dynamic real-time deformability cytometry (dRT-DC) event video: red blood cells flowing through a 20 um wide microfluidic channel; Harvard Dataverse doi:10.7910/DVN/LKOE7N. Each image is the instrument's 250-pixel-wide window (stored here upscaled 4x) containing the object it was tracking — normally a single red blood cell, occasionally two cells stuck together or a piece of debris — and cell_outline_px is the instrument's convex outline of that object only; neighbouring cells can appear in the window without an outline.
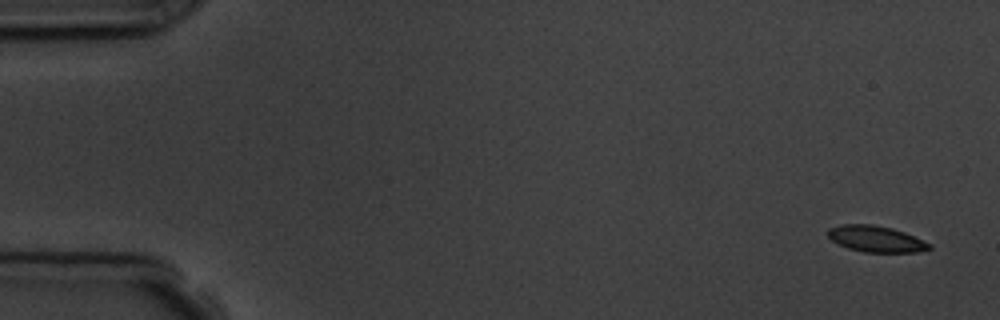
{"species": "common noctule bat (a hibernating species)", "species_latin": "Nyctalus noctula", "temperature_condition": "room temperature", "stored_images_in_passage": 5, "camera_frame_rate_fps": 3000, "um_per_image_px": 0.085, "animal": {"sex": "male", "body_mass_g": 19.5, "forearm_length_mm": 54.6}, "frame": {"image": 1, "passage_image": 1, "time_ms": 0.0, "image_size_px": [1000, 320], "cell_outline_px": [[932, 248], [916, 252], [864, 252], [848, 248], [836, 244], [828, 236], [828, 228], [840, 224], [872, 224], [892, 228], [904, 232], [932, 244]], "centroid_in_image_um": [74.43, 20.3], "position_along_channel_um": 10.6, "area_um2": 15.55}}
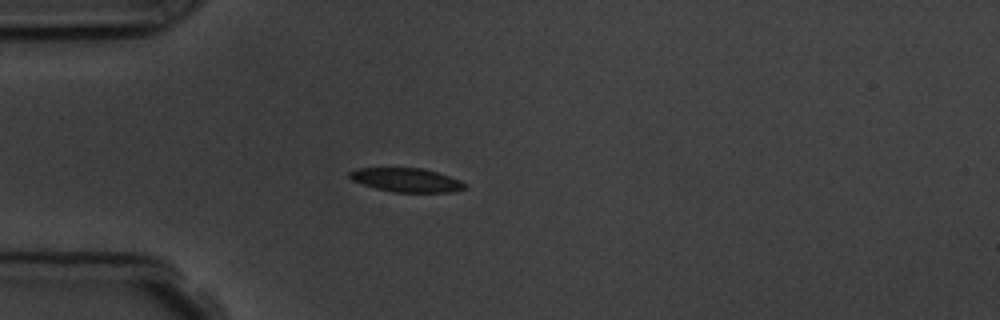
{"frame": {"image": 2, "passage_image": 5, "time_ms": 4.333, "image_size_px": [1000, 320], "cell_outline_px": [[468, 184], [464, 188], [452, 192], [392, 192], [376, 188], [352, 180], [348, 176], [348, 172], [356, 168], [420, 168], [436, 172], [460, 180]], "centroid_in_image_um": [34.53, 15.3], "position_along_channel_um": 50.5, "area_um2": 15.9}}